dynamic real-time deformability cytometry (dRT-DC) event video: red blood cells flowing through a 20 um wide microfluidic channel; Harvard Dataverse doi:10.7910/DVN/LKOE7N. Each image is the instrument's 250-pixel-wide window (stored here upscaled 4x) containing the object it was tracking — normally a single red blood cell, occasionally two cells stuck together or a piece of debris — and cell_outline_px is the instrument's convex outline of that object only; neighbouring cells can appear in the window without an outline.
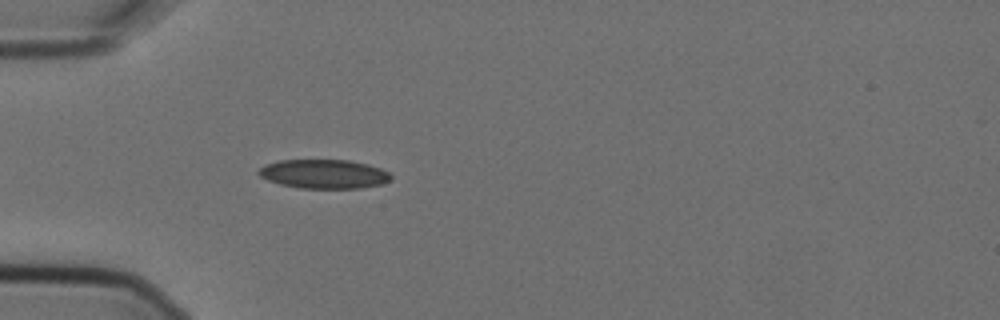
{"species": "Egyptian fruit bat (a non-hibernating species)", "species_latin": "Rousettus aegyptiacus", "temperature_condition": "cold", "stored_images_in_passage": 1, "camera_frame_rate_fps": 3000, "um_per_image_px": 0.085, "animal": {"sex": "female"}, "frame": {"image": 1, "passage_image": 1, "time_ms": 0.0, "image_size_px": [1000, 320], "cell_outline_px": [[392, 180], [380, 184], [360, 188], [300, 188], [280, 184], [268, 180], [260, 176], [256, 172], [264, 164], [280, 160], [348, 160], [368, 164], [380, 168], [388, 172], [392, 176]], "centroid_in_image_um": [27.52, 14.78], "position_along_channel_um": 57.5, "area_um2": 22.43}}